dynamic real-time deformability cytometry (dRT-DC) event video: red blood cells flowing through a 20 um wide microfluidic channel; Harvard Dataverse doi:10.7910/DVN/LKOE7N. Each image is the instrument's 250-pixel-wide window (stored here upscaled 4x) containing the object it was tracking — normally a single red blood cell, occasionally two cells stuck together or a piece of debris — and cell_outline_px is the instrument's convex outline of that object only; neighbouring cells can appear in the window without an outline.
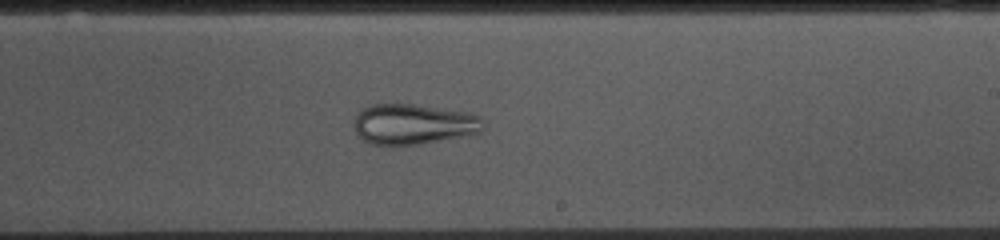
{"species": "common noctule bat (a hibernating species)", "species_latin": "Nyctalus noctula", "temperature_condition": "cold", "stored_images_in_passage": 53, "camera_frame_rate_fps": 3000, "um_per_image_px": 0.085, "animal": {"sex": "female", "body_mass_g": 10.0, "forearm_length_mm": 53.1}, "frame": {"image": 1, "passage_image": 30, "time_ms": 9.667, "image_size_px": [1000, 240], "cell_outline_px": [[484, 128], [480, 132], [424, 144], [368, 144], [356, 132], [352, 124], [356, 112], [368, 104], [412, 104], [468, 112], [480, 116], [484, 120]], "centroid_in_image_um": [35.11, 10.54], "position_along_channel_um": 253.9, "area_um2": 30.69}}
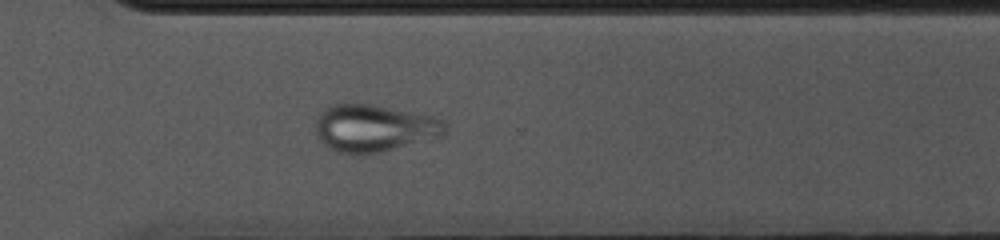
{"frame": {"image": 2, "passage_image": 37, "time_ms": 12.0, "image_size_px": [1000, 240], "cell_outline_px": [[448, 128], [444, 136], [376, 152], [340, 152], [328, 148], [316, 136], [316, 116], [324, 108], [332, 104], [372, 104], [432, 116], [444, 120]], "centroid_in_image_um": [31.8, 10.86], "position_along_channel_um": 338.8, "area_um2": 35.26}}
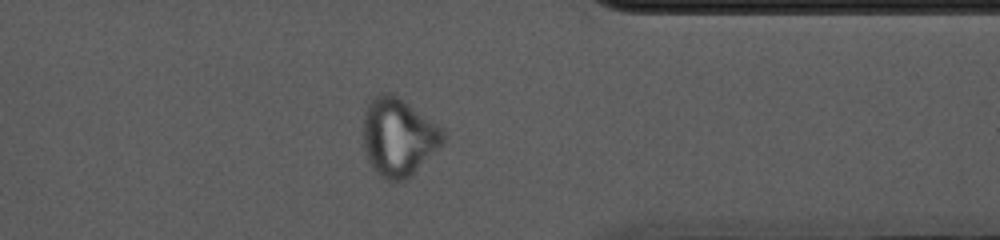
{"frame": {"image": 3, "passage_image": 41, "time_ms": 13.333, "image_size_px": [1000, 240], "cell_outline_px": [[444, 144], [408, 180], [384, 180], [368, 164], [364, 148], [364, 108], [372, 96], [384, 92], [388, 92], [404, 100], [444, 128]], "centroid_in_image_um": [33.88, 11.66], "position_along_channel_um": 377.5, "area_um2": 36.99}}